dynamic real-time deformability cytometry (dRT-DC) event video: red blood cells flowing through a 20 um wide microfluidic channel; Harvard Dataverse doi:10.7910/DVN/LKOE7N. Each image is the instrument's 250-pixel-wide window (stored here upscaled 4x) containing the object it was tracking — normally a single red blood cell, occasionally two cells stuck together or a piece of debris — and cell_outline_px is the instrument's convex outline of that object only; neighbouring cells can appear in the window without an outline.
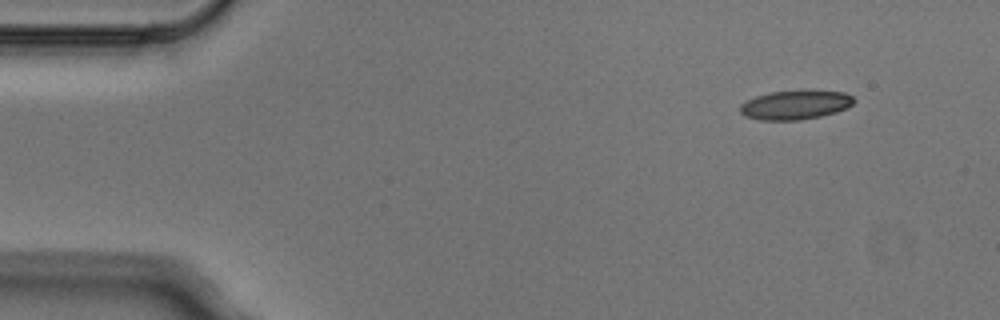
{"species": "Egyptian fruit bat (a non-hibernating species)", "species_latin": "Rousettus aegyptiacus", "temperature_condition": "cold", "stored_images_in_passage": 4, "camera_frame_rate_fps": 3000, "um_per_image_px": 0.085, "animal": {"sex": "male"}, "frame": {"image": 1, "passage_image": 1, "time_ms": 0.0, "image_size_px": [1000, 320], "cell_outline_px": [[856, 100], [848, 108], [836, 112], [820, 116], [800, 120], [760, 120], [744, 116], [740, 112], [740, 104], [756, 96], [772, 92], [800, 88], [844, 92], [852, 96]], "centroid_in_image_um": [67.63, 8.88], "position_along_channel_um": 17.4, "area_um2": 19.88}}
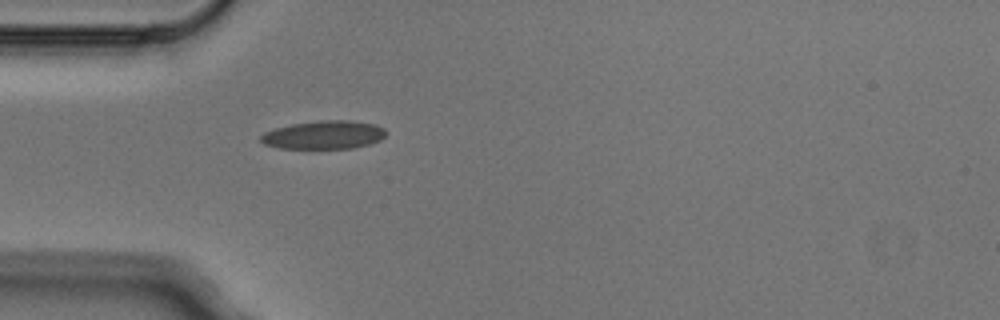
{"frame": {"image": 2, "passage_image": 4, "time_ms": 1.0, "image_size_px": [1000, 320], "cell_outline_px": [[384, 136], [380, 140], [368, 144], [352, 148], [280, 148], [264, 144], [260, 140], [260, 136], [264, 132], [276, 128], [292, 124], [320, 120], [348, 120], [376, 124], [384, 128]], "centroid_in_image_um": [27.52, 11.46], "position_along_channel_um": 57.5, "area_um2": 20.52}}